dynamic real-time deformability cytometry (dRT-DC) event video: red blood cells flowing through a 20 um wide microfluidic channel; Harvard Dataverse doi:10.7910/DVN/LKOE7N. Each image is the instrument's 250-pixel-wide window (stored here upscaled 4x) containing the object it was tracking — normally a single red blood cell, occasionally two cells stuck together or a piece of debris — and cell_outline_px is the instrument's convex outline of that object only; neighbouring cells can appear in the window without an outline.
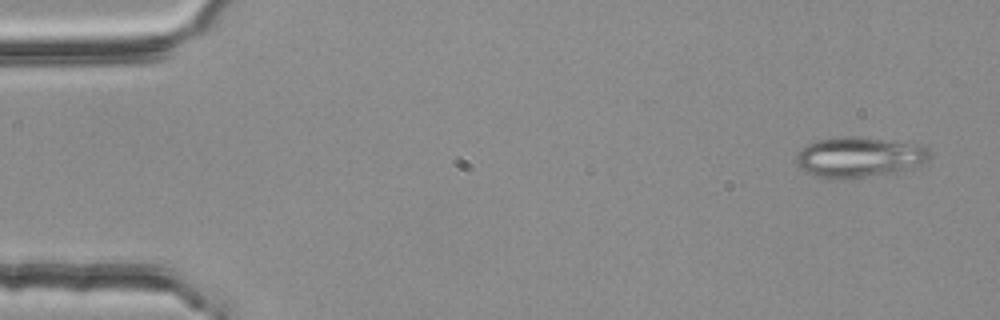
{"species": "common noctule bat (a hibernating species)", "species_latin": "Nyctalus noctula", "temperature_condition": "room temperature", "stored_images_in_passage": 5, "camera_frame_rate_fps": 3000, "um_per_image_px": 0.085, "animal": {"sex": "female", "body_mass_g": 25.1}, "frame": {"image": 1, "passage_image": 1, "time_ms": 0.0, "image_size_px": [1000, 320], "cell_outline_px": [[932, 152], [928, 160], [920, 164], [896, 172], [852, 180], [828, 180], [804, 172], [796, 164], [796, 152], [800, 148], [816, 140], [840, 136], [856, 136], [916, 144], [928, 148]], "centroid_in_image_um": [72.95, 13.38], "position_along_channel_um": 12.0, "area_um2": 32.08}}
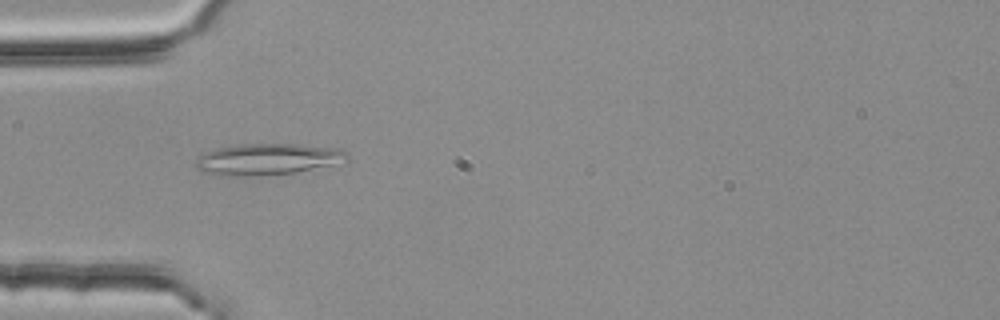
{"frame": {"image": 2, "passage_image": 4, "time_ms": 1.0, "image_size_px": [1000, 320], "cell_outline_px": [[348, 160], [332, 164], [296, 172], [236, 176], [224, 176], [204, 172], [196, 168], [196, 160], [204, 152], [216, 148], [240, 144], [300, 144], [340, 148], [348, 152]], "centroid_in_image_um": [22.74, 13.51], "position_along_channel_um": 62.3, "area_um2": 27.46}}